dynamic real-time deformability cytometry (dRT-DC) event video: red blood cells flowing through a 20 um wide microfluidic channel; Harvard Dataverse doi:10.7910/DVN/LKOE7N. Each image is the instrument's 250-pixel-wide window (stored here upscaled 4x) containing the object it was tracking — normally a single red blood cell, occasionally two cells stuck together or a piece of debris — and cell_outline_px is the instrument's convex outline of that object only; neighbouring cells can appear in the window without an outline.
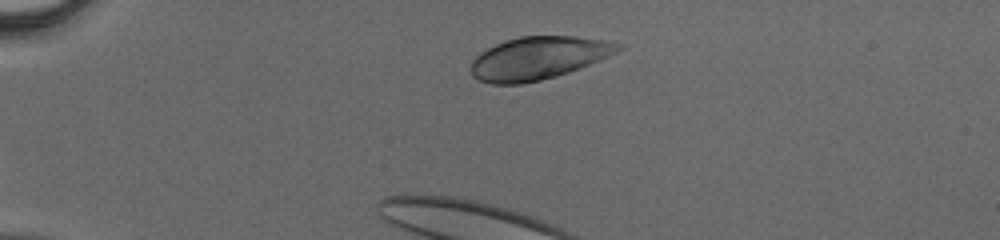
{"species": "human", "species_latin": "Homo sapiens", "temperature_condition": "cold", "stored_images_in_passage": 28, "camera_frame_rate_fps": 3000, "um_per_image_px": 0.085, "donor": {"sex": "male"}, "frame": {"image": 1, "passage_image": 1, "time_ms": 0.0, "image_size_px": [1000, 240], "cell_outline_px": [[624, 48], [608, 56], [580, 68], [556, 76], [540, 80], [520, 84], [492, 84], [480, 80], [472, 76], [472, 60], [480, 52], [496, 44], [520, 36], [572, 36], [604, 40], [624, 44]], "centroid_in_image_um": [45.77, 4.93], "position_along_channel_um": 39.2, "area_um2": 36.41}}